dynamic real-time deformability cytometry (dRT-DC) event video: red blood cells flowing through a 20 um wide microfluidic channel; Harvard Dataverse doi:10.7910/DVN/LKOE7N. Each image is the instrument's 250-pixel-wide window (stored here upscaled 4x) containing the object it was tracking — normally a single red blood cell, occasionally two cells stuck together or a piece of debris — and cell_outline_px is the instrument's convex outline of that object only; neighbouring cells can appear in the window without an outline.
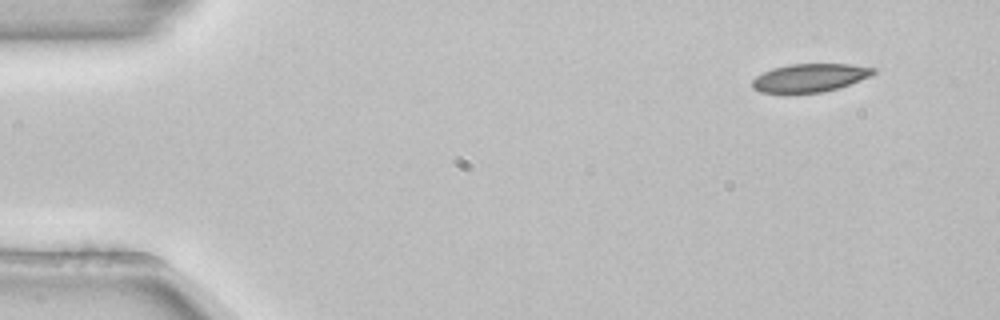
{"species": "common noctule bat (a hibernating species)", "species_latin": "Nyctalus noctula", "temperature_condition": "room temperature", "stored_images_in_passage": 50, "camera_frame_rate_fps": 3000, "um_per_image_px": 0.085, "animal": {"sex": "female", "body_mass_g": 22.7, "forearm_length_mm": 54.2}, "frame": {"image": 1, "passage_image": 1, "time_ms": 0.0, "image_size_px": [1000, 320], "cell_outline_px": [[876, 72], [872, 76], [824, 92], [760, 92], [752, 88], [752, 80], [756, 76], [772, 68], [788, 64], [848, 64], [876, 68]], "centroid_in_image_um": [68.84, 6.59], "position_along_channel_um": 16.2, "area_um2": 19.71}}
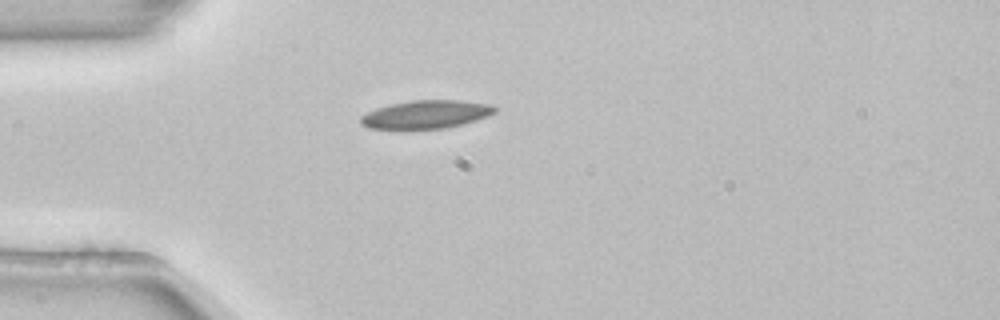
{"frame": {"image": 2, "passage_image": 11, "time_ms": 3.333, "image_size_px": [1000, 320], "cell_outline_px": [[496, 112], [476, 120], [444, 128], [368, 128], [360, 124], [360, 116], [376, 108], [392, 104], [412, 100], [456, 100], [492, 104], [496, 108]], "centroid_in_image_um": [36.21, 9.71], "position_along_channel_um": 48.8, "area_um2": 21.68}}
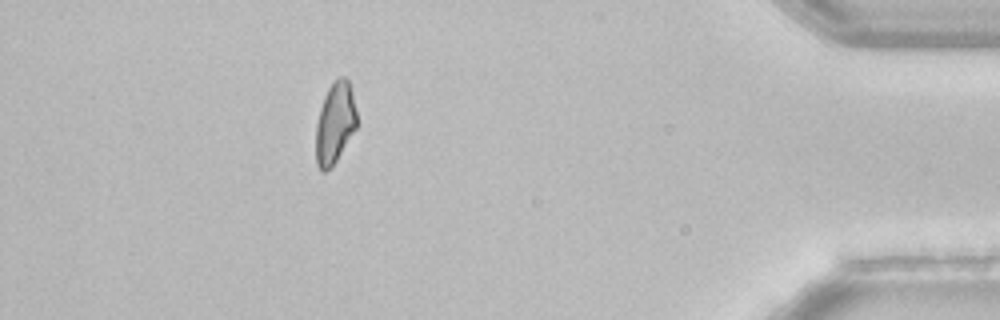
{"frame": {"image": 3, "passage_image": 44, "time_ms": 14.333, "image_size_px": [1000, 320], "cell_outline_px": [[356, 128], [332, 168], [324, 172], [320, 172], [316, 164], [316, 124], [320, 108], [324, 96], [332, 80], [336, 76], [344, 76], [348, 80], [352, 92], [356, 112]], "centroid_in_image_um": [28.45, 10.46], "position_along_channel_um": 406.7, "area_um2": 19.59}, "authors_computed_cell_mechanics": {"area_um2": 21.0392, "velocity_mm_per_s": 3.8623, "shape_relaxation_time_tau1_ms": 7.1578, "shape_relaxation_time_tau2_ms": null, "deformation_change_tau1": 0.1549, "deformation_change_tau2": null}}